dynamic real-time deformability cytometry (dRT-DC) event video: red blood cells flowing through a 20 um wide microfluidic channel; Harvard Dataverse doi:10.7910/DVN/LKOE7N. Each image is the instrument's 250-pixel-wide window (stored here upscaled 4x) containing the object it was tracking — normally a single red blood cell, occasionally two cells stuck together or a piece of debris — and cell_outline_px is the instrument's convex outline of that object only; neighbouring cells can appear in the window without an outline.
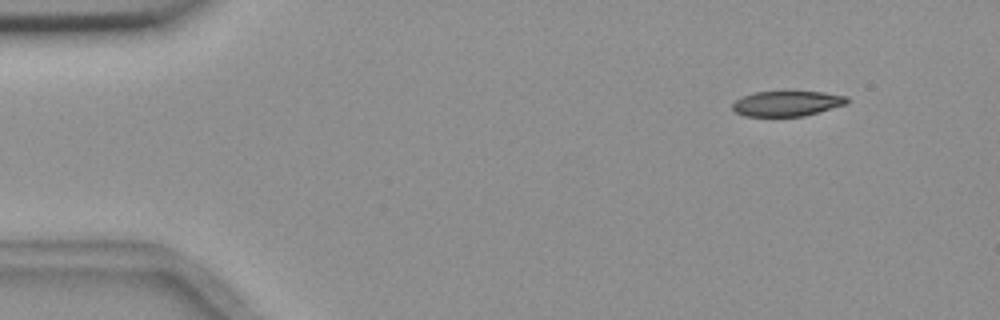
{"species": "common noctule bat (a hibernating species)", "species_latin": "Nyctalus noctula", "temperature_condition": "room temperature", "stored_images_in_passage": 4, "camera_frame_rate_fps": 3000, "um_per_image_px": 0.085, "animal": {"sex": "female", "body_mass_g": 18.4}, "frame": {"image": 1, "passage_image": 4, "time_ms": 5.0, "image_size_px": [1000, 320], "cell_outline_px": [[848, 104], [804, 116], [744, 116], [736, 112], [732, 108], [732, 104], [736, 100], [744, 96], [756, 92], [824, 92], [848, 96]], "centroid_in_image_um": [66.93, 8.8], "position_along_channel_um": 18.1, "area_um2": 16.76}}